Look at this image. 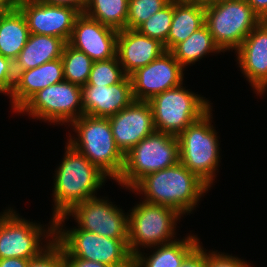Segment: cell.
Segmentation results:
<instances>
[{
  "label": "cell",
  "mask_w": 267,
  "mask_h": 267,
  "mask_svg": "<svg viewBox=\"0 0 267 267\" xmlns=\"http://www.w3.org/2000/svg\"><path fill=\"white\" fill-rule=\"evenodd\" d=\"M261 21L245 0H219L205 5V25L223 52L236 50Z\"/></svg>",
  "instance_id": "obj_7"
},
{
  "label": "cell",
  "mask_w": 267,
  "mask_h": 267,
  "mask_svg": "<svg viewBox=\"0 0 267 267\" xmlns=\"http://www.w3.org/2000/svg\"><path fill=\"white\" fill-rule=\"evenodd\" d=\"M239 67L258 94L267 89V20H262L236 49Z\"/></svg>",
  "instance_id": "obj_17"
},
{
  "label": "cell",
  "mask_w": 267,
  "mask_h": 267,
  "mask_svg": "<svg viewBox=\"0 0 267 267\" xmlns=\"http://www.w3.org/2000/svg\"><path fill=\"white\" fill-rule=\"evenodd\" d=\"M64 81L62 59H55L29 70L20 71L10 97L14 111H18L35 93Z\"/></svg>",
  "instance_id": "obj_20"
},
{
  "label": "cell",
  "mask_w": 267,
  "mask_h": 267,
  "mask_svg": "<svg viewBox=\"0 0 267 267\" xmlns=\"http://www.w3.org/2000/svg\"><path fill=\"white\" fill-rule=\"evenodd\" d=\"M15 83L13 62L0 54V93L11 94Z\"/></svg>",
  "instance_id": "obj_32"
},
{
  "label": "cell",
  "mask_w": 267,
  "mask_h": 267,
  "mask_svg": "<svg viewBox=\"0 0 267 267\" xmlns=\"http://www.w3.org/2000/svg\"><path fill=\"white\" fill-rule=\"evenodd\" d=\"M126 76L116 55L109 60L94 62L86 85L110 86Z\"/></svg>",
  "instance_id": "obj_29"
},
{
  "label": "cell",
  "mask_w": 267,
  "mask_h": 267,
  "mask_svg": "<svg viewBox=\"0 0 267 267\" xmlns=\"http://www.w3.org/2000/svg\"><path fill=\"white\" fill-rule=\"evenodd\" d=\"M148 103L156 131L174 136H178L211 109L208 100L181 85L154 96Z\"/></svg>",
  "instance_id": "obj_8"
},
{
  "label": "cell",
  "mask_w": 267,
  "mask_h": 267,
  "mask_svg": "<svg viewBox=\"0 0 267 267\" xmlns=\"http://www.w3.org/2000/svg\"><path fill=\"white\" fill-rule=\"evenodd\" d=\"M13 211L8 209L0 215V259L14 257L31 260L38 257L55 240V219H51L46 232L41 225L20 218ZM42 234L46 238L52 237L44 248L40 245Z\"/></svg>",
  "instance_id": "obj_11"
},
{
  "label": "cell",
  "mask_w": 267,
  "mask_h": 267,
  "mask_svg": "<svg viewBox=\"0 0 267 267\" xmlns=\"http://www.w3.org/2000/svg\"><path fill=\"white\" fill-rule=\"evenodd\" d=\"M29 35L25 16L15 6L0 21V54L13 62L27 43Z\"/></svg>",
  "instance_id": "obj_24"
},
{
  "label": "cell",
  "mask_w": 267,
  "mask_h": 267,
  "mask_svg": "<svg viewBox=\"0 0 267 267\" xmlns=\"http://www.w3.org/2000/svg\"><path fill=\"white\" fill-rule=\"evenodd\" d=\"M118 32L81 13L76 18L68 44L94 62L109 60L116 56Z\"/></svg>",
  "instance_id": "obj_16"
},
{
  "label": "cell",
  "mask_w": 267,
  "mask_h": 267,
  "mask_svg": "<svg viewBox=\"0 0 267 267\" xmlns=\"http://www.w3.org/2000/svg\"><path fill=\"white\" fill-rule=\"evenodd\" d=\"M117 31L126 29L128 0H88L83 12Z\"/></svg>",
  "instance_id": "obj_26"
},
{
  "label": "cell",
  "mask_w": 267,
  "mask_h": 267,
  "mask_svg": "<svg viewBox=\"0 0 267 267\" xmlns=\"http://www.w3.org/2000/svg\"><path fill=\"white\" fill-rule=\"evenodd\" d=\"M196 1H200L202 4L206 5V4H209V3H212V2H216V1H219V0H196Z\"/></svg>",
  "instance_id": "obj_40"
},
{
  "label": "cell",
  "mask_w": 267,
  "mask_h": 267,
  "mask_svg": "<svg viewBox=\"0 0 267 267\" xmlns=\"http://www.w3.org/2000/svg\"><path fill=\"white\" fill-rule=\"evenodd\" d=\"M65 156L56 170L53 219L67 213L75 204L95 197L107 176L82 153L67 143Z\"/></svg>",
  "instance_id": "obj_2"
},
{
  "label": "cell",
  "mask_w": 267,
  "mask_h": 267,
  "mask_svg": "<svg viewBox=\"0 0 267 267\" xmlns=\"http://www.w3.org/2000/svg\"><path fill=\"white\" fill-rule=\"evenodd\" d=\"M30 259L5 258L0 259V267H28Z\"/></svg>",
  "instance_id": "obj_38"
},
{
  "label": "cell",
  "mask_w": 267,
  "mask_h": 267,
  "mask_svg": "<svg viewBox=\"0 0 267 267\" xmlns=\"http://www.w3.org/2000/svg\"><path fill=\"white\" fill-rule=\"evenodd\" d=\"M15 6H17L18 2L16 0H10Z\"/></svg>",
  "instance_id": "obj_42"
},
{
  "label": "cell",
  "mask_w": 267,
  "mask_h": 267,
  "mask_svg": "<svg viewBox=\"0 0 267 267\" xmlns=\"http://www.w3.org/2000/svg\"><path fill=\"white\" fill-rule=\"evenodd\" d=\"M28 267H65L62 248L54 240L38 257L30 260Z\"/></svg>",
  "instance_id": "obj_31"
},
{
  "label": "cell",
  "mask_w": 267,
  "mask_h": 267,
  "mask_svg": "<svg viewBox=\"0 0 267 267\" xmlns=\"http://www.w3.org/2000/svg\"><path fill=\"white\" fill-rule=\"evenodd\" d=\"M184 67L170 51H165L145 67L130 75L134 100L149 101L154 96L183 85Z\"/></svg>",
  "instance_id": "obj_13"
},
{
  "label": "cell",
  "mask_w": 267,
  "mask_h": 267,
  "mask_svg": "<svg viewBox=\"0 0 267 267\" xmlns=\"http://www.w3.org/2000/svg\"><path fill=\"white\" fill-rule=\"evenodd\" d=\"M7 12H9V11H2V10H0V21L3 18L4 14L7 13Z\"/></svg>",
  "instance_id": "obj_41"
},
{
  "label": "cell",
  "mask_w": 267,
  "mask_h": 267,
  "mask_svg": "<svg viewBox=\"0 0 267 267\" xmlns=\"http://www.w3.org/2000/svg\"><path fill=\"white\" fill-rule=\"evenodd\" d=\"M18 112H27L30 117L51 123L71 124L84 114L82 87L65 80L49 85L35 93Z\"/></svg>",
  "instance_id": "obj_10"
},
{
  "label": "cell",
  "mask_w": 267,
  "mask_h": 267,
  "mask_svg": "<svg viewBox=\"0 0 267 267\" xmlns=\"http://www.w3.org/2000/svg\"><path fill=\"white\" fill-rule=\"evenodd\" d=\"M108 119L115 143L124 155L156 131L152 109L147 101L133 100Z\"/></svg>",
  "instance_id": "obj_15"
},
{
  "label": "cell",
  "mask_w": 267,
  "mask_h": 267,
  "mask_svg": "<svg viewBox=\"0 0 267 267\" xmlns=\"http://www.w3.org/2000/svg\"><path fill=\"white\" fill-rule=\"evenodd\" d=\"M15 5L10 0H0V10L11 11Z\"/></svg>",
  "instance_id": "obj_39"
},
{
  "label": "cell",
  "mask_w": 267,
  "mask_h": 267,
  "mask_svg": "<svg viewBox=\"0 0 267 267\" xmlns=\"http://www.w3.org/2000/svg\"><path fill=\"white\" fill-rule=\"evenodd\" d=\"M69 215L75 217L81 230L108 238H128V215L108 200L95 196L75 204L55 219V225L63 224Z\"/></svg>",
  "instance_id": "obj_12"
},
{
  "label": "cell",
  "mask_w": 267,
  "mask_h": 267,
  "mask_svg": "<svg viewBox=\"0 0 267 267\" xmlns=\"http://www.w3.org/2000/svg\"><path fill=\"white\" fill-rule=\"evenodd\" d=\"M166 51L164 44L141 34L136 29L120 30L117 35L116 55L124 73L130 76Z\"/></svg>",
  "instance_id": "obj_19"
},
{
  "label": "cell",
  "mask_w": 267,
  "mask_h": 267,
  "mask_svg": "<svg viewBox=\"0 0 267 267\" xmlns=\"http://www.w3.org/2000/svg\"><path fill=\"white\" fill-rule=\"evenodd\" d=\"M61 59L64 80L81 87L86 85L94 61L87 54L74 49L68 43L64 47Z\"/></svg>",
  "instance_id": "obj_27"
},
{
  "label": "cell",
  "mask_w": 267,
  "mask_h": 267,
  "mask_svg": "<svg viewBox=\"0 0 267 267\" xmlns=\"http://www.w3.org/2000/svg\"><path fill=\"white\" fill-rule=\"evenodd\" d=\"M199 239L187 236L185 239L158 245L149 257L140 251L134 255L133 267H180L183 260L200 244Z\"/></svg>",
  "instance_id": "obj_23"
},
{
  "label": "cell",
  "mask_w": 267,
  "mask_h": 267,
  "mask_svg": "<svg viewBox=\"0 0 267 267\" xmlns=\"http://www.w3.org/2000/svg\"><path fill=\"white\" fill-rule=\"evenodd\" d=\"M65 267H110L109 265L83 259H64Z\"/></svg>",
  "instance_id": "obj_36"
},
{
  "label": "cell",
  "mask_w": 267,
  "mask_h": 267,
  "mask_svg": "<svg viewBox=\"0 0 267 267\" xmlns=\"http://www.w3.org/2000/svg\"><path fill=\"white\" fill-rule=\"evenodd\" d=\"M66 44L65 40L58 37L30 33L27 43L13 61L15 76L20 71L61 58Z\"/></svg>",
  "instance_id": "obj_21"
},
{
  "label": "cell",
  "mask_w": 267,
  "mask_h": 267,
  "mask_svg": "<svg viewBox=\"0 0 267 267\" xmlns=\"http://www.w3.org/2000/svg\"><path fill=\"white\" fill-rule=\"evenodd\" d=\"M181 214L173 208L140 202L128 214V248L134 256L139 246L154 247L174 242V228ZM139 245V246H138ZM154 245V246H153Z\"/></svg>",
  "instance_id": "obj_9"
},
{
  "label": "cell",
  "mask_w": 267,
  "mask_h": 267,
  "mask_svg": "<svg viewBox=\"0 0 267 267\" xmlns=\"http://www.w3.org/2000/svg\"><path fill=\"white\" fill-rule=\"evenodd\" d=\"M71 126L78 136L68 144L82 153L101 172L118 180L124 167L125 155L117 147L108 118L83 114Z\"/></svg>",
  "instance_id": "obj_3"
},
{
  "label": "cell",
  "mask_w": 267,
  "mask_h": 267,
  "mask_svg": "<svg viewBox=\"0 0 267 267\" xmlns=\"http://www.w3.org/2000/svg\"><path fill=\"white\" fill-rule=\"evenodd\" d=\"M207 267H251V265L240 258L213 251L207 253Z\"/></svg>",
  "instance_id": "obj_33"
},
{
  "label": "cell",
  "mask_w": 267,
  "mask_h": 267,
  "mask_svg": "<svg viewBox=\"0 0 267 267\" xmlns=\"http://www.w3.org/2000/svg\"><path fill=\"white\" fill-rule=\"evenodd\" d=\"M170 52L183 67H186L202 59L207 53H219L222 50L215 43L208 27L204 25L185 41L178 43Z\"/></svg>",
  "instance_id": "obj_25"
},
{
  "label": "cell",
  "mask_w": 267,
  "mask_h": 267,
  "mask_svg": "<svg viewBox=\"0 0 267 267\" xmlns=\"http://www.w3.org/2000/svg\"><path fill=\"white\" fill-rule=\"evenodd\" d=\"M204 25V4L196 0H173V18L167 37V51H171Z\"/></svg>",
  "instance_id": "obj_22"
},
{
  "label": "cell",
  "mask_w": 267,
  "mask_h": 267,
  "mask_svg": "<svg viewBox=\"0 0 267 267\" xmlns=\"http://www.w3.org/2000/svg\"><path fill=\"white\" fill-rule=\"evenodd\" d=\"M211 111L212 109L177 136L179 162L209 187L213 183L220 159L217 133L210 122Z\"/></svg>",
  "instance_id": "obj_6"
},
{
  "label": "cell",
  "mask_w": 267,
  "mask_h": 267,
  "mask_svg": "<svg viewBox=\"0 0 267 267\" xmlns=\"http://www.w3.org/2000/svg\"><path fill=\"white\" fill-rule=\"evenodd\" d=\"M210 188L182 163L144 176L133 188L145 195L143 201L173 208L181 215L191 213Z\"/></svg>",
  "instance_id": "obj_1"
},
{
  "label": "cell",
  "mask_w": 267,
  "mask_h": 267,
  "mask_svg": "<svg viewBox=\"0 0 267 267\" xmlns=\"http://www.w3.org/2000/svg\"><path fill=\"white\" fill-rule=\"evenodd\" d=\"M40 1L49 5L74 7L81 13L84 12L88 3V0H40Z\"/></svg>",
  "instance_id": "obj_35"
},
{
  "label": "cell",
  "mask_w": 267,
  "mask_h": 267,
  "mask_svg": "<svg viewBox=\"0 0 267 267\" xmlns=\"http://www.w3.org/2000/svg\"><path fill=\"white\" fill-rule=\"evenodd\" d=\"M17 7L25 16L31 34L58 37L67 43L81 14L74 7L49 5L40 0H23Z\"/></svg>",
  "instance_id": "obj_14"
},
{
  "label": "cell",
  "mask_w": 267,
  "mask_h": 267,
  "mask_svg": "<svg viewBox=\"0 0 267 267\" xmlns=\"http://www.w3.org/2000/svg\"><path fill=\"white\" fill-rule=\"evenodd\" d=\"M171 0H128L126 28L137 29L151 15L164 8Z\"/></svg>",
  "instance_id": "obj_30"
},
{
  "label": "cell",
  "mask_w": 267,
  "mask_h": 267,
  "mask_svg": "<svg viewBox=\"0 0 267 267\" xmlns=\"http://www.w3.org/2000/svg\"><path fill=\"white\" fill-rule=\"evenodd\" d=\"M173 18V0L164 8L151 15L136 30L152 39L159 40L167 51V37Z\"/></svg>",
  "instance_id": "obj_28"
},
{
  "label": "cell",
  "mask_w": 267,
  "mask_h": 267,
  "mask_svg": "<svg viewBox=\"0 0 267 267\" xmlns=\"http://www.w3.org/2000/svg\"><path fill=\"white\" fill-rule=\"evenodd\" d=\"M180 267H207V253L199 244L181 263Z\"/></svg>",
  "instance_id": "obj_34"
},
{
  "label": "cell",
  "mask_w": 267,
  "mask_h": 267,
  "mask_svg": "<svg viewBox=\"0 0 267 267\" xmlns=\"http://www.w3.org/2000/svg\"><path fill=\"white\" fill-rule=\"evenodd\" d=\"M62 227L55 225V241L62 248L63 259L90 260L110 267H133L134 256L129 251L128 238H108L80 228L66 231Z\"/></svg>",
  "instance_id": "obj_4"
},
{
  "label": "cell",
  "mask_w": 267,
  "mask_h": 267,
  "mask_svg": "<svg viewBox=\"0 0 267 267\" xmlns=\"http://www.w3.org/2000/svg\"><path fill=\"white\" fill-rule=\"evenodd\" d=\"M133 100L130 76L110 86H82V107L85 115L109 118Z\"/></svg>",
  "instance_id": "obj_18"
},
{
  "label": "cell",
  "mask_w": 267,
  "mask_h": 267,
  "mask_svg": "<svg viewBox=\"0 0 267 267\" xmlns=\"http://www.w3.org/2000/svg\"><path fill=\"white\" fill-rule=\"evenodd\" d=\"M179 162L177 136L155 131L125 154L118 184L132 189L144 176Z\"/></svg>",
  "instance_id": "obj_5"
},
{
  "label": "cell",
  "mask_w": 267,
  "mask_h": 267,
  "mask_svg": "<svg viewBox=\"0 0 267 267\" xmlns=\"http://www.w3.org/2000/svg\"><path fill=\"white\" fill-rule=\"evenodd\" d=\"M253 11L262 19L267 20V0H245Z\"/></svg>",
  "instance_id": "obj_37"
}]
</instances>
